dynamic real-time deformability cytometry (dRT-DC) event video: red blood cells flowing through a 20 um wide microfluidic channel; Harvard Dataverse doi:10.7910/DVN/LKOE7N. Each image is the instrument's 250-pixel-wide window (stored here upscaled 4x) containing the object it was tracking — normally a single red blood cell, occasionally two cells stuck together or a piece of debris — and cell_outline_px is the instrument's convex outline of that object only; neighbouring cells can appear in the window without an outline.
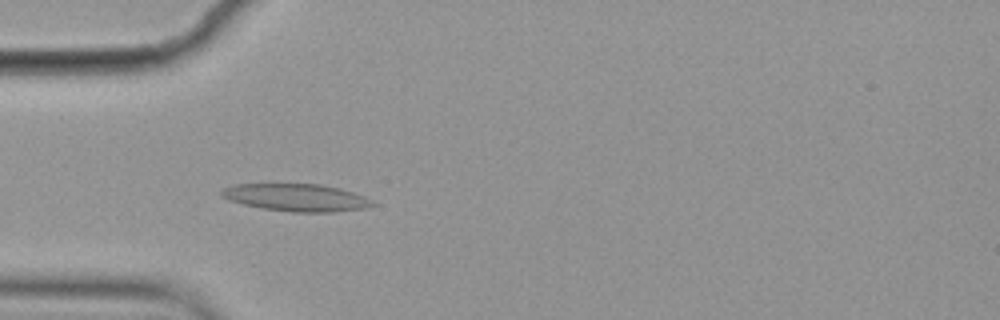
{"species": "common noctule bat (a hibernating species)", "species_latin": "Nyctalus noctula", "temperature_condition": "cold", "stored_images_in_passage": 5, "camera_frame_rate_fps": 3000, "um_per_image_px": 0.085, "animal": {"sex": "female", "body_mass_g": 19.9}, "frame": {"image": 1, "passage_image": 4, "time_ms": 1.0, "image_size_px": [1000, 320], "cell_outline_px": [[376, 204], [364, 208], [332, 212], [292, 212], [264, 208], [244, 204], [228, 200], [220, 192], [224, 188], [236, 184], [320, 184], [340, 188], [364, 196], [372, 200]], "centroid_in_image_um": [25.22, 16.79], "position_along_channel_um": 59.8, "area_um2": 23.87}}
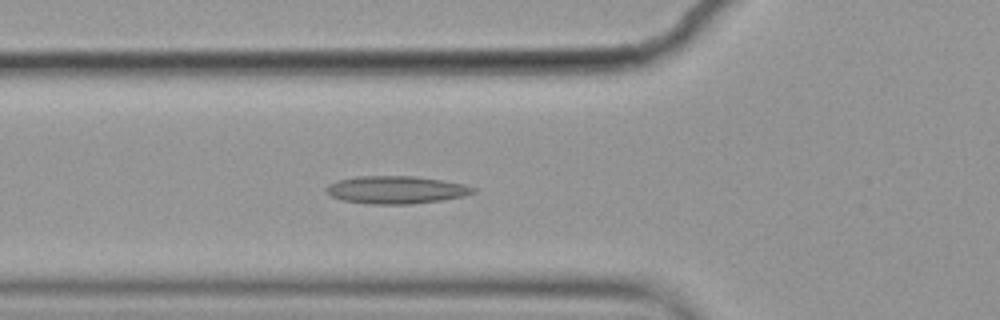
{"frame": {"image": 2, "passage_image": 5, "time_ms": 1.333, "image_size_px": [1000, 320], "cell_outline_px": [[476, 192], [464, 196], [440, 200], [408, 204], [368, 204], [340, 200], [332, 196], [324, 188], [328, 184], [336, 180], [356, 176], [416, 176], [464, 184], [476, 188]], "centroid_in_image_um": [33.63, 16.13], "position_along_channel_um": 92.2, "area_um2": 23.76}}